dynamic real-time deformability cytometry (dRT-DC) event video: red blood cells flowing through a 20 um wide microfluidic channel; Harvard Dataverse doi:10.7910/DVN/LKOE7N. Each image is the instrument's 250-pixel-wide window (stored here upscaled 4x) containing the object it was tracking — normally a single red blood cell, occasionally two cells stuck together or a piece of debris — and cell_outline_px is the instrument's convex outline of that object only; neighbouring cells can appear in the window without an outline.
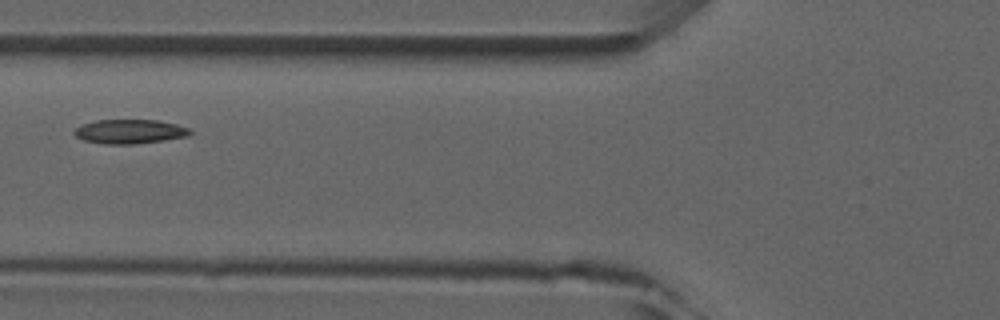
{"species": "common noctule bat (a hibernating species)", "species_latin": "Nyctalus noctula", "temperature_condition": "room temperature", "stored_images_in_passage": 6, "camera_frame_rate_fps": 3000, "um_per_image_px": 0.085, "animal": {"sex": "male", "forearm_length_mm": 52.5}, "frame": {"image": 1, "passage_image": 4, "time_ms": 3.667, "image_size_px": [1000, 320], "cell_outline_px": [[192, 132], [188, 136], [164, 140], [132, 144], [104, 144], [84, 140], [76, 136], [72, 132], [76, 128], [84, 124], [96, 120], [156, 120], [176, 124], [188, 128]], "centroid_in_image_um": [11.02, 11.18], "position_along_channel_um": 114.8, "area_um2": 16.18}}
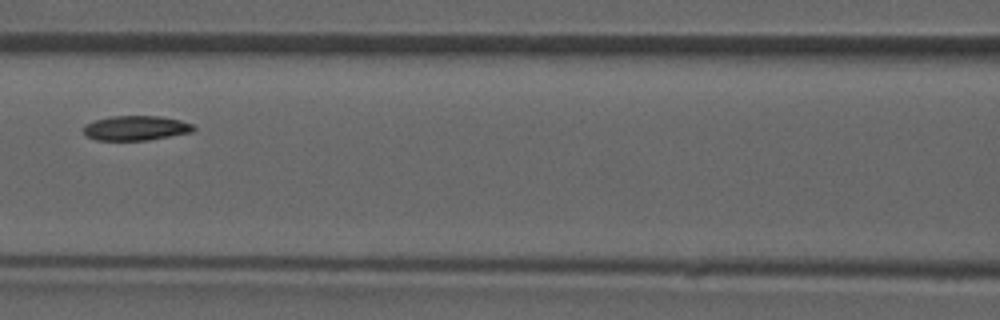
{"frame": {"image": 2, "passage_image": 5, "time_ms": 4.667, "image_size_px": [1000, 320], "cell_outline_px": [[196, 128], [192, 132], [148, 140], [96, 140], [84, 136], [84, 124], [96, 120], [112, 116], [160, 116], [180, 120], [192, 124]], "centroid_in_image_um": [11.53, 10.89], "position_along_channel_um": 155.1, "area_um2": 15.84}}